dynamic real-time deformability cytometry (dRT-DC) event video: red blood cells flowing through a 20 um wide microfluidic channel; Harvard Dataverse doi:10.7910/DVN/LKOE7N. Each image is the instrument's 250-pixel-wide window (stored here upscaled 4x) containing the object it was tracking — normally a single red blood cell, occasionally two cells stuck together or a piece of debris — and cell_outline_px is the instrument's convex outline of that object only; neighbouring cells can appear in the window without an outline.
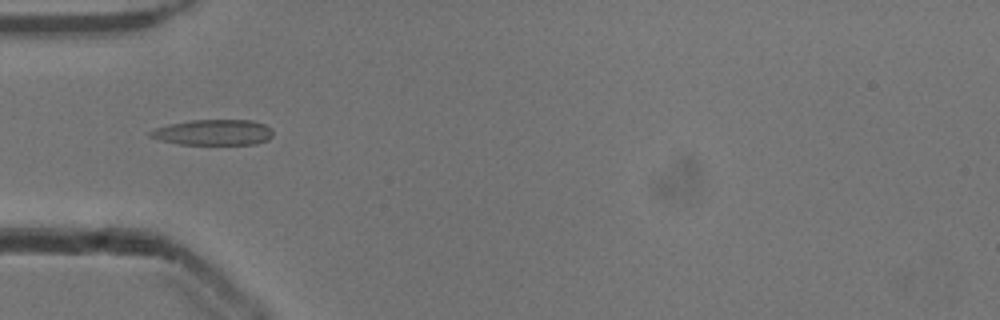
{"species": "common noctule bat (a hibernating species)", "species_latin": "Nyctalus noctula", "temperature_condition": "cold", "stored_images_in_passage": 5, "camera_frame_rate_fps": 3000, "um_per_image_px": 0.085, "animal": {"sex": "male", "body_mass_g": 13.3}, "frame": {"image": 1, "passage_image": 3, "time_ms": 0.667, "image_size_px": [1000, 320], "cell_outline_px": [[272, 136], [268, 140], [256, 144], [180, 144], [160, 140], [148, 136], [148, 132], [156, 128], [168, 124], [192, 120], [252, 120], [264, 124], [272, 128]], "centroid_in_image_um": [18.15, 11.25], "position_along_channel_um": 66.9, "area_um2": 18.38}}